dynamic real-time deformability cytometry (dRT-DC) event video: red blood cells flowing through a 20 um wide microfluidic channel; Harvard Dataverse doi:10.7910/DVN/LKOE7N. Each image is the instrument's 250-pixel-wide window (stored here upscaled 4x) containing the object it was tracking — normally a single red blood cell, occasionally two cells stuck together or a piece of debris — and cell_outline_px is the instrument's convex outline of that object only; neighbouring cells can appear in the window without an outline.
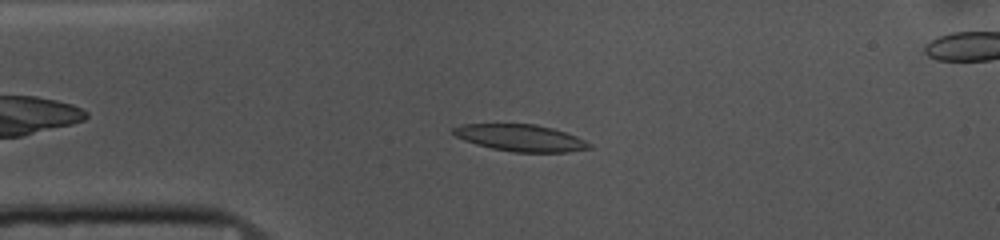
{"species": "common noctule bat (a hibernating species)", "species_latin": "Nyctalus noctula", "temperature_condition": "cold", "stored_images_in_passage": 51, "camera_frame_rate_fps": 3000, "um_per_image_px": 0.085, "animal": {"sex": "female", "body_mass_g": 10.0, "forearm_length_mm": 53.1}, "frame": {"image": 1, "passage_image": 9, "time_ms": 2.667, "image_size_px": [1000, 240], "cell_outline_px": [[592, 148], [568, 152], [512, 152], [492, 148], [476, 144], [464, 140], [456, 136], [452, 132], [452, 128], [464, 124], [536, 124], [552, 128], [576, 136], [592, 144]], "centroid_in_image_um": [44.26, 11.72], "position_along_channel_um": 40.7, "area_um2": 21.15}}
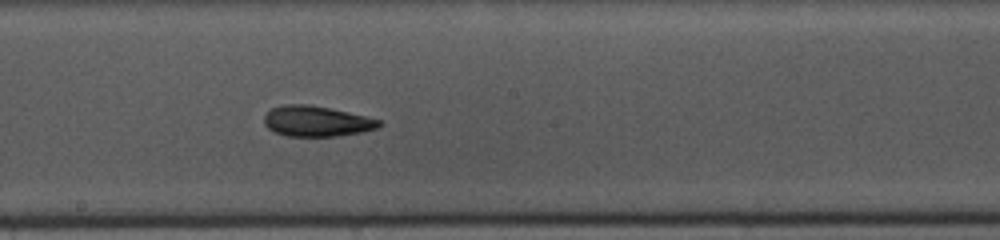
{"frame": {"image": 2, "passage_image": 25, "time_ms": 8.0, "image_size_px": [1000, 240], "cell_outline_px": [[384, 124], [376, 128], [360, 132], [340, 136], [288, 136], [276, 132], [268, 128], [264, 124], [264, 116], [272, 108], [284, 104], [308, 104], [348, 112], [380, 120]], "centroid_in_image_um": [26.9, 10.3], "position_along_channel_um": 221.3, "area_um2": 20.29}}
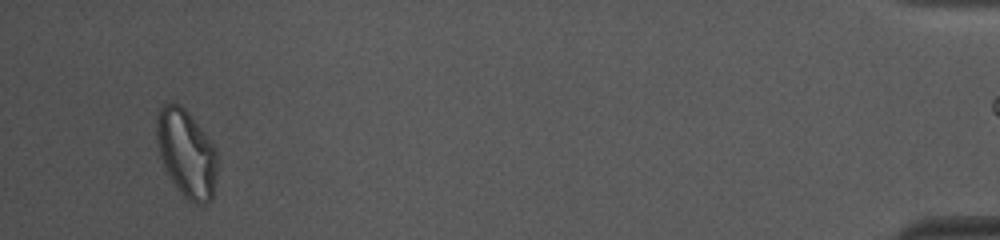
{"frame": {"image": 3, "passage_image": 48, "time_ms": 15.667, "image_size_px": [1000, 240], "cell_outline_px": [[216, 172], [212, 200], [208, 204], [192, 204], [176, 188], [160, 156], [156, 144], [156, 116], [160, 108], [164, 104], [180, 104], [188, 112], [216, 148]], "centroid_in_image_um": [15.84, 13.05], "position_along_channel_um": 419.4, "area_um2": 30.81}, "authors_computed_cell_mechanics": {"area_um2": 21.1548, "velocity_mm_per_s": 3.671, "shape_relaxation_time_tau1_ms": 3.4568, "shape_relaxation_time_tau2_ms": 2.7146, "deformation_change_tau1": 0.1254, "deformation_change_tau2": 0.098}}